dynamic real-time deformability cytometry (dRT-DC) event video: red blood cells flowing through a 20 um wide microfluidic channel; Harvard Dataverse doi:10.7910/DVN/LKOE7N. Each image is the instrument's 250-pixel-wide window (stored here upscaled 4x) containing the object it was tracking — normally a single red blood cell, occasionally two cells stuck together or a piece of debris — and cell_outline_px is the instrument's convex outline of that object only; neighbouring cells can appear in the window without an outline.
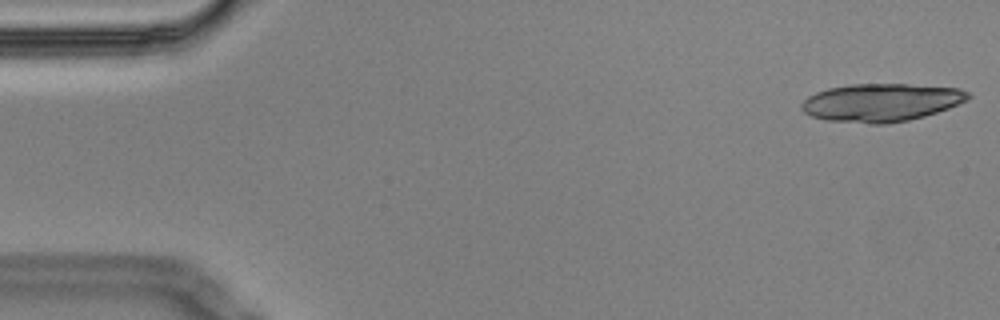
{"species": "Egyptian fruit bat (a non-hibernating species)", "species_latin": "Rousettus aegyptiacus", "temperature_condition": "cold", "stored_images_in_passage": 3, "camera_frame_rate_fps": 3000, "um_per_image_px": 0.085, "animal": {"sex": "male"}, "frame": {"image": 1, "passage_image": 1, "time_ms": 0.0, "image_size_px": [1000, 320], "cell_outline_px": [[972, 96], [968, 100], [948, 108], [924, 116], [908, 120], [888, 124], [868, 124], [824, 120], [812, 116], [804, 112], [800, 108], [800, 104], [808, 96], [816, 92], [828, 88], [852, 84], [908, 84], [960, 88], [968, 92]], "centroid_in_image_um": [74.89, 8.71], "position_along_channel_um": 10.1, "area_um2": 37.11}}